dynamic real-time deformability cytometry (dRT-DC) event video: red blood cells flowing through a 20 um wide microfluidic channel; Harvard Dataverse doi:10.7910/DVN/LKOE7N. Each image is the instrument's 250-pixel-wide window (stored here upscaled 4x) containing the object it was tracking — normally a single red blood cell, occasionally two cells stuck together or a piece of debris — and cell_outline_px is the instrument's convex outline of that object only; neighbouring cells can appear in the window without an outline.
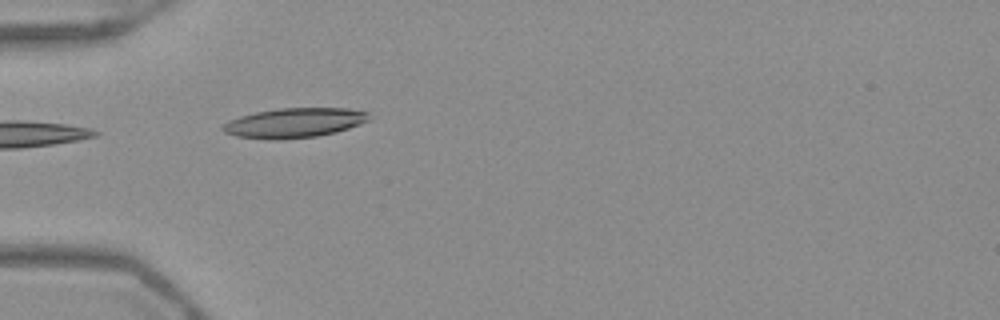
{"species": "Egyptian fruit bat (a non-hibernating species)", "species_latin": "Rousettus aegyptiacus", "temperature_condition": "warm", "stored_images_in_passage": 23, "camera_frame_rate_fps": 3000, "um_per_image_px": 0.085, "frame": {"image": 1, "passage_image": 1, "time_ms": 0.0, "image_size_px": [1000, 320], "cell_outline_px": [[372, 120], [336, 132], [316, 136], [280, 140], [272, 140], [236, 136], [224, 132], [220, 128], [220, 124], [228, 120], [240, 116], [256, 112], [280, 108], [348, 108], [368, 112]], "centroid_in_image_um": [25.0, 10.44], "position_along_channel_um": 60.0, "area_um2": 25.55}}